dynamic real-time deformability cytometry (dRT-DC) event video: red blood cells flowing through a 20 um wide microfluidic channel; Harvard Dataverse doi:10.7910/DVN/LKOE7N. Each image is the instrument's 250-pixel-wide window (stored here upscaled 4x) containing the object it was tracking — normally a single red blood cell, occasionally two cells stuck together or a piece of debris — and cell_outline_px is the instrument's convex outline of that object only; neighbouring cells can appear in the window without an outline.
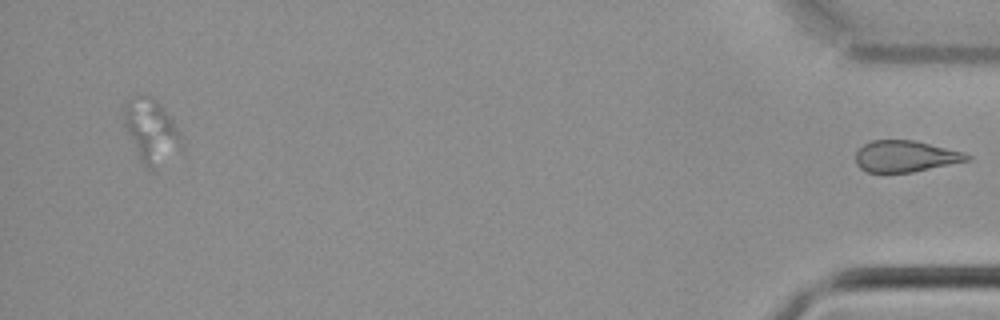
{"species": "common noctule bat (a hibernating species)", "species_latin": "Nyctalus noctula", "temperature_condition": "cold", "stored_images_in_passage": 42, "segment_of_instrument_passage": [2, 2], "camera_frame_rate_fps": 3000, "um_per_image_px": 0.085, "animal": {"sex": "male", "body_mass_g": 21.5, "forearm_length_mm": 52.0}, "frame": {"image": 1, "passage_image": 42, "time_ms": 13.667, "image_size_px": [1000, 320], "cell_outline_px": [[972, 156], [968, 160], [912, 172], [868, 172], [860, 168], [856, 164], [856, 152], [864, 144], [872, 140], [916, 140], [964, 152]], "centroid_in_image_um": [76.95, 13.27], "position_along_channel_um": 358.3, "area_um2": 20.23}}